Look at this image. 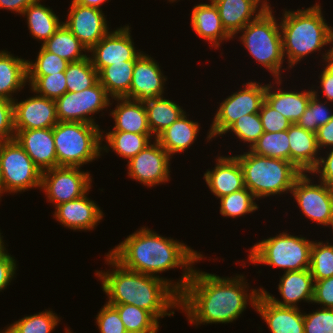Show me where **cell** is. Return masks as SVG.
Instances as JSON below:
<instances>
[{"mask_svg": "<svg viewBox=\"0 0 333 333\" xmlns=\"http://www.w3.org/2000/svg\"><path fill=\"white\" fill-rule=\"evenodd\" d=\"M247 287L243 275L226 278L193 269L180 293L179 307L187 314L190 324L196 326L233 322L246 309L248 301L255 307L261 292V289H253L248 294Z\"/></svg>", "mask_w": 333, "mask_h": 333, "instance_id": "obj_1", "label": "cell"}, {"mask_svg": "<svg viewBox=\"0 0 333 333\" xmlns=\"http://www.w3.org/2000/svg\"><path fill=\"white\" fill-rule=\"evenodd\" d=\"M109 254L126 269L152 276H158L170 269L182 267V278L175 283L180 294L189 281L193 265L203 255L173 238L163 237L148 227H141L127 236Z\"/></svg>", "mask_w": 333, "mask_h": 333, "instance_id": "obj_2", "label": "cell"}, {"mask_svg": "<svg viewBox=\"0 0 333 333\" xmlns=\"http://www.w3.org/2000/svg\"><path fill=\"white\" fill-rule=\"evenodd\" d=\"M106 256L105 260L113 270L95 272L108 296L106 303L135 305L148 311L157 321L174 315V311L169 310L180 309V294L171 280L126 269L109 253Z\"/></svg>", "mask_w": 333, "mask_h": 333, "instance_id": "obj_3", "label": "cell"}, {"mask_svg": "<svg viewBox=\"0 0 333 333\" xmlns=\"http://www.w3.org/2000/svg\"><path fill=\"white\" fill-rule=\"evenodd\" d=\"M284 11L279 25L283 55L287 56L289 68L292 69L308 54L321 51L323 46L333 45V27L326 23L319 4L297 11Z\"/></svg>", "mask_w": 333, "mask_h": 333, "instance_id": "obj_4", "label": "cell"}, {"mask_svg": "<svg viewBox=\"0 0 333 333\" xmlns=\"http://www.w3.org/2000/svg\"><path fill=\"white\" fill-rule=\"evenodd\" d=\"M234 156L242 167L245 187L258 199L291 192L302 174L289 161L259 156L250 150Z\"/></svg>", "mask_w": 333, "mask_h": 333, "instance_id": "obj_5", "label": "cell"}, {"mask_svg": "<svg viewBox=\"0 0 333 333\" xmlns=\"http://www.w3.org/2000/svg\"><path fill=\"white\" fill-rule=\"evenodd\" d=\"M102 133L98 124L59 121L53 127L57 167H81L99 158Z\"/></svg>", "mask_w": 333, "mask_h": 333, "instance_id": "obj_6", "label": "cell"}, {"mask_svg": "<svg viewBox=\"0 0 333 333\" xmlns=\"http://www.w3.org/2000/svg\"><path fill=\"white\" fill-rule=\"evenodd\" d=\"M272 8L265 9L254 21L249 22L239 36L247 51L274 76L281 85V68L284 55L280 25Z\"/></svg>", "mask_w": 333, "mask_h": 333, "instance_id": "obj_7", "label": "cell"}, {"mask_svg": "<svg viewBox=\"0 0 333 333\" xmlns=\"http://www.w3.org/2000/svg\"><path fill=\"white\" fill-rule=\"evenodd\" d=\"M313 241L285 232L257 242L249 253L250 263L279 267L285 272L309 269Z\"/></svg>", "mask_w": 333, "mask_h": 333, "instance_id": "obj_8", "label": "cell"}, {"mask_svg": "<svg viewBox=\"0 0 333 333\" xmlns=\"http://www.w3.org/2000/svg\"><path fill=\"white\" fill-rule=\"evenodd\" d=\"M41 179L42 171L15 139L0 141L1 195L41 188Z\"/></svg>", "mask_w": 333, "mask_h": 333, "instance_id": "obj_9", "label": "cell"}, {"mask_svg": "<svg viewBox=\"0 0 333 333\" xmlns=\"http://www.w3.org/2000/svg\"><path fill=\"white\" fill-rule=\"evenodd\" d=\"M245 84H243L244 89L231 94L221 102L207 134V140L225 134V131L241 116L259 113L265 100L266 85L257 81Z\"/></svg>", "mask_w": 333, "mask_h": 333, "instance_id": "obj_10", "label": "cell"}, {"mask_svg": "<svg viewBox=\"0 0 333 333\" xmlns=\"http://www.w3.org/2000/svg\"><path fill=\"white\" fill-rule=\"evenodd\" d=\"M109 97L99 80L83 91L66 92L55 100L57 119L96 124L91 115L112 105Z\"/></svg>", "mask_w": 333, "mask_h": 333, "instance_id": "obj_11", "label": "cell"}, {"mask_svg": "<svg viewBox=\"0 0 333 333\" xmlns=\"http://www.w3.org/2000/svg\"><path fill=\"white\" fill-rule=\"evenodd\" d=\"M80 167L58 166L42 172L41 189L50 203H61L78 199L91 189V174Z\"/></svg>", "mask_w": 333, "mask_h": 333, "instance_id": "obj_12", "label": "cell"}, {"mask_svg": "<svg viewBox=\"0 0 333 333\" xmlns=\"http://www.w3.org/2000/svg\"><path fill=\"white\" fill-rule=\"evenodd\" d=\"M308 174L302 173L291 190L303 215L319 225L329 226L333 220V187L321 182L313 184Z\"/></svg>", "mask_w": 333, "mask_h": 333, "instance_id": "obj_13", "label": "cell"}, {"mask_svg": "<svg viewBox=\"0 0 333 333\" xmlns=\"http://www.w3.org/2000/svg\"><path fill=\"white\" fill-rule=\"evenodd\" d=\"M172 157L155 139L136 156L127 161L128 176L145 186L153 187L170 180Z\"/></svg>", "mask_w": 333, "mask_h": 333, "instance_id": "obj_14", "label": "cell"}, {"mask_svg": "<svg viewBox=\"0 0 333 333\" xmlns=\"http://www.w3.org/2000/svg\"><path fill=\"white\" fill-rule=\"evenodd\" d=\"M128 25L109 31L88 52L91 62L98 73L114 63L133 60L141 51L136 50Z\"/></svg>", "mask_w": 333, "mask_h": 333, "instance_id": "obj_15", "label": "cell"}, {"mask_svg": "<svg viewBox=\"0 0 333 333\" xmlns=\"http://www.w3.org/2000/svg\"><path fill=\"white\" fill-rule=\"evenodd\" d=\"M70 6L63 23L89 51L109 32L107 20L102 9L82 6L73 0Z\"/></svg>", "mask_w": 333, "mask_h": 333, "instance_id": "obj_16", "label": "cell"}, {"mask_svg": "<svg viewBox=\"0 0 333 333\" xmlns=\"http://www.w3.org/2000/svg\"><path fill=\"white\" fill-rule=\"evenodd\" d=\"M165 81L167 78L163 75L159 63L143 52L134 65L130 90L125 98L144 102L161 97Z\"/></svg>", "mask_w": 333, "mask_h": 333, "instance_id": "obj_17", "label": "cell"}, {"mask_svg": "<svg viewBox=\"0 0 333 333\" xmlns=\"http://www.w3.org/2000/svg\"><path fill=\"white\" fill-rule=\"evenodd\" d=\"M13 104L15 130L53 128L59 122L55 100L37 94Z\"/></svg>", "mask_w": 333, "mask_h": 333, "instance_id": "obj_18", "label": "cell"}, {"mask_svg": "<svg viewBox=\"0 0 333 333\" xmlns=\"http://www.w3.org/2000/svg\"><path fill=\"white\" fill-rule=\"evenodd\" d=\"M14 139L42 172L57 167L53 128L15 130Z\"/></svg>", "mask_w": 333, "mask_h": 333, "instance_id": "obj_19", "label": "cell"}, {"mask_svg": "<svg viewBox=\"0 0 333 333\" xmlns=\"http://www.w3.org/2000/svg\"><path fill=\"white\" fill-rule=\"evenodd\" d=\"M86 195L61 203L55 207L53 216L64 227L71 230H93L102 220L103 212L100 207Z\"/></svg>", "mask_w": 333, "mask_h": 333, "instance_id": "obj_20", "label": "cell"}, {"mask_svg": "<svg viewBox=\"0 0 333 333\" xmlns=\"http://www.w3.org/2000/svg\"><path fill=\"white\" fill-rule=\"evenodd\" d=\"M254 309L271 333H304V314L298 307L276 305L260 292Z\"/></svg>", "mask_w": 333, "mask_h": 333, "instance_id": "obj_21", "label": "cell"}, {"mask_svg": "<svg viewBox=\"0 0 333 333\" xmlns=\"http://www.w3.org/2000/svg\"><path fill=\"white\" fill-rule=\"evenodd\" d=\"M213 170L204 173L211 193L218 198L245 188L242 167L235 156H218Z\"/></svg>", "mask_w": 333, "mask_h": 333, "instance_id": "obj_22", "label": "cell"}, {"mask_svg": "<svg viewBox=\"0 0 333 333\" xmlns=\"http://www.w3.org/2000/svg\"><path fill=\"white\" fill-rule=\"evenodd\" d=\"M278 291L283 301H279L270 295L265 289L261 292L274 304L287 307H298L300 301L312 302L314 294V279L309 269L299 271H284L280 278Z\"/></svg>", "mask_w": 333, "mask_h": 333, "instance_id": "obj_23", "label": "cell"}, {"mask_svg": "<svg viewBox=\"0 0 333 333\" xmlns=\"http://www.w3.org/2000/svg\"><path fill=\"white\" fill-rule=\"evenodd\" d=\"M290 162L302 173H310L319 161L316 134L296 123L288 129Z\"/></svg>", "mask_w": 333, "mask_h": 333, "instance_id": "obj_24", "label": "cell"}, {"mask_svg": "<svg viewBox=\"0 0 333 333\" xmlns=\"http://www.w3.org/2000/svg\"><path fill=\"white\" fill-rule=\"evenodd\" d=\"M212 1L218 8L220 19L225 30L233 38L235 34H238L249 22L254 21L266 9L258 0Z\"/></svg>", "mask_w": 333, "mask_h": 333, "instance_id": "obj_25", "label": "cell"}, {"mask_svg": "<svg viewBox=\"0 0 333 333\" xmlns=\"http://www.w3.org/2000/svg\"><path fill=\"white\" fill-rule=\"evenodd\" d=\"M210 1V4L201 3L194 6L191 25L198 37L209 41L214 48H219L222 40H231L233 37L225 30L217 6Z\"/></svg>", "mask_w": 333, "mask_h": 333, "instance_id": "obj_26", "label": "cell"}, {"mask_svg": "<svg viewBox=\"0 0 333 333\" xmlns=\"http://www.w3.org/2000/svg\"><path fill=\"white\" fill-rule=\"evenodd\" d=\"M112 99L118 101L116 108L110 113L115 122L112 131L151 134L144 102L125 97Z\"/></svg>", "mask_w": 333, "mask_h": 333, "instance_id": "obj_27", "label": "cell"}, {"mask_svg": "<svg viewBox=\"0 0 333 333\" xmlns=\"http://www.w3.org/2000/svg\"><path fill=\"white\" fill-rule=\"evenodd\" d=\"M272 85H266L265 101L275 110L280 112L292 124L298 122L302 114L308 107L313 89L309 91H284L278 88L272 90Z\"/></svg>", "mask_w": 333, "mask_h": 333, "instance_id": "obj_28", "label": "cell"}, {"mask_svg": "<svg viewBox=\"0 0 333 333\" xmlns=\"http://www.w3.org/2000/svg\"><path fill=\"white\" fill-rule=\"evenodd\" d=\"M198 122L189 120L186 112L171 126L163 130L155 139L170 156L181 153L194 143L200 131Z\"/></svg>", "mask_w": 333, "mask_h": 333, "instance_id": "obj_29", "label": "cell"}, {"mask_svg": "<svg viewBox=\"0 0 333 333\" xmlns=\"http://www.w3.org/2000/svg\"><path fill=\"white\" fill-rule=\"evenodd\" d=\"M27 60L18 58L10 52L0 51V99L13 101L15 92L27 82Z\"/></svg>", "mask_w": 333, "mask_h": 333, "instance_id": "obj_30", "label": "cell"}, {"mask_svg": "<svg viewBox=\"0 0 333 333\" xmlns=\"http://www.w3.org/2000/svg\"><path fill=\"white\" fill-rule=\"evenodd\" d=\"M142 54L140 52L133 60L104 67L98 73L99 82L111 98L125 97L129 93L133 68Z\"/></svg>", "mask_w": 333, "mask_h": 333, "instance_id": "obj_31", "label": "cell"}, {"mask_svg": "<svg viewBox=\"0 0 333 333\" xmlns=\"http://www.w3.org/2000/svg\"><path fill=\"white\" fill-rule=\"evenodd\" d=\"M27 17L28 29L34 39L47 41L61 26L58 16L52 9L42 5L40 0L30 4L22 13Z\"/></svg>", "mask_w": 333, "mask_h": 333, "instance_id": "obj_32", "label": "cell"}, {"mask_svg": "<svg viewBox=\"0 0 333 333\" xmlns=\"http://www.w3.org/2000/svg\"><path fill=\"white\" fill-rule=\"evenodd\" d=\"M148 126L156 138L163 130L171 126L185 111L179 104L164 96L144 101Z\"/></svg>", "mask_w": 333, "mask_h": 333, "instance_id": "obj_33", "label": "cell"}, {"mask_svg": "<svg viewBox=\"0 0 333 333\" xmlns=\"http://www.w3.org/2000/svg\"><path fill=\"white\" fill-rule=\"evenodd\" d=\"M41 46L46 51L56 54L68 62L81 61L89 56L86 55L88 49L71 33L64 23ZM83 51L85 54H83Z\"/></svg>", "mask_w": 333, "mask_h": 333, "instance_id": "obj_34", "label": "cell"}, {"mask_svg": "<svg viewBox=\"0 0 333 333\" xmlns=\"http://www.w3.org/2000/svg\"><path fill=\"white\" fill-rule=\"evenodd\" d=\"M152 134H137L124 131H110L105 134L107 146H102V150L109 151V147L118 156L130 160L151 143ZM109 146V147H108Z\"/></svg>", "mask_w": 333, "mask_h": 333, "instance_id": "obj_35", "label": "cell"}, {"mask_svg": "<svg viewBox=\"0 0 333 333\" xmlns=\"http://www.w3.org/2000/svg\"><path fill=\"white\" fill-rule=\"evenodd\" d=\"M119 313L127 333H157L159 322L146 310L130 304H109Z\"/></svg>", "mask_w": 333, "mask_h": 333, "instance_id": "obj_36", "label": "cell"}, {"mask_svg": "<svg viewBox=\"0 0 333 333\" xmlns=\"http://www.w3.org/2000/svg\"><path fill=\"white\" fill-rule=\"evenodd\" d=\"M249 150L259 156L290 162L288 132L287 130L271 133L264 132Z\"/></svg>", "mask_w": 333, "mask_h": 333, "instance_id": "obj_37", "label": "cell"}, {"mask_svg": "<svg viewBox=\"0 0 333 333\" xmlns=\"http://www.w3.org/2000/svg\"><path fill=\"white\" fill-rule=\"evenodd\" d=\"M67 92H79L92 87L98 80L90 55L77 62H70L65 70Z\"/></svg>", "mask_w": 333, "mask_h": 333, "instance_id": "obj_38", "label": "cell"}, {"mask_svg": "<svg viewBox=\"0 0 333 333\" xmlns=\"http://www.w3.org/2000/svg\"><path fill=\"white\" fill-rule=\"evenodd\" d=\"M219 199L220 213L226 217H240L255 212L259 208L254 201L257 198L246 187Z\"/></svg>", "mask_w": 333, "mask_h": 333, "instance_id": "obj_39", "label": "cell"}, {"mask_svg": "<svg viewBox=\"0 0 333 333\" xmlns=\"http://www.w3.org/2000/svg\"><path fill=\"white\" fill-rule=\"evenodd\" d=\"M59 321L57 314L45 310L15 321L8 326V333H51Z\"/></svg>", "mask_w": 333, "mask_h": 333, "instance_id": "obj_40", "label": "cell"}, {"mask_svg": "<svg viewBox=\"0 0 333 333\" xmlns=\"http://www.w3.org/2000/svg\"><path fill=\"white\" fill-rule=\"evenodd\" d=\"M331 244L321 241L312 243L309 270L314 282L333 276V245Z\"/></svg>", "mask_w": 333, "mask_h": 333, "instance_id": "obj_41", "label": "cell"}, {"mask_svg": "<svg viewBox=\"0 0 333 333\" xmlns=\"http://www.w3.org/2000/svg\"><path fill=\"white\" fill-rule=\"evenodd\" d=\"M318 92L313 89V94L311 95L308 107L302 114L296 124L303 129L317 133L318 128L324 126L328 121L332 119L333 113L330 112L327 105V101L321 102L318 98Z\"/></svg>", "mask_w": 333, "mask_h": 333, "instance_id": "obj_42", "label": "cell"}, {"mask_svg": "<svg viewBox=\"0 0 333 333\" xmlns=\"http://www.w3.org/2000/svg\"><path fill=\"white\" fill-rule=\"evenodd\" d=\"M31 90L40 96L56 100L67 92L65 71L47 76H27Z\"/></svg>", "mask_w": 333, "mask_h": 333, "instance_id": "obj_43", "label": "cell"}, {"mask_svg": "<svg viewBox=\"0 0 333 333\" xmlns=\"http://www.w3.org/2000/svg\"><path fill=\"white\" fill-rule=\"evenodd\" d=\"M70 62L46 51L42 46L35 62L27 60V76H47L67 69Z\"/></svg>", "mask_w": 333, "mask_h": 333, "instance_id": "obj_44", "label": "cell"}, {"mask_svg": "<svg viewBox=\"0 0 333 333\" xmlns=\"http://www.w3.org/2000/svg\"><path fill=\"white\" fill-rule=\"evenodd\" d=\"M233 132L244 143H249V148L264 133L259 113L241 116L226 131Z\"/></svg>", "mask_w": 333, "mask_h": 333, "instance_id": "obj_45", "label": "cell"}, {"mask_svg": "<svg viewBox=\"0 0 333 333\" xmlns=\"http://www.w3.org/2000/svg\"><path fill=\"white\" fill-rule=\"evenodd\" d=\"M304 333H333V309L321 307L304 313Z\"/></svg>", "mask_w": 333, "mask_h": 333, "instance_id": "obj_46", "label": "cell"}, {"mask_svg": "<svg viewBox=\"0 0 333 333\" xmlns=\"http://www.w3.org/2000/svg\"><path fill=\"white\" fill-rule=\"evenodd\" d=\"M96 316L100 333H127L118 311L112 305L106 303Z\"/></svg>", "mask_w": 333, "mask_h": 333, "instance_id": "obj_47", "label": "cell"}, {"mask_svg": "<svg viewBox=\"0 0 333 333\" xmlns=\"http://www.w3.org/2000/svg\"><path fill=\"white\" fill-rule=\"evenodd\" d=\"M259 116L264 132H282L292 125L291 121L272 108L265 100L261 105Z\"/></svg>", "mask_w": 333, "mask_h": 333, "instance_id": "obj_48", "label": "cell"}, {"mask_svg": "<svg viewBox=\"0 0 333 333\" xmlns=\"http://www.w3.org/2000/svg\"><path fill=\"white\" fill-rule=\"evenodd\" d=\"M15 137L13 101L0 99V141Z\"/></svg>", "mask_w": 333, "mask_h": 333, "instance_id": "obj_49", "label": "cell"}, {"mask_svg": "<svg viewBox=\"0 0 333 333\" xmlns=\"http://www.w3.org/2000/svg\"><path fill=\"white\" fill-rule=\"evenodd\" d=\"M312 302L323 305L322 308L333 309V276L314 282Z\"/></svg>", "mask_w": 333, "mask_h": 333, "instance_id": "obj_50", "label": "cell"}, {"mask_svg": "<svg viewBox=\"0 0 333 333\" xmlns=\"http://www.w3.org/2000/svg\"><path fill=\"white\" fill-rule=\"evenodd\" d=\"M16 261L12 255H9L5 249L0 254V291L6 289L7 285H10L11 280L16 274Z\"/></svg>", "mask_w": 333, "mask_h": 333, "instance_id": "obj_51", "label": "cell"}, {"mask_svg": "<svg viewBox=\"0 0 333 333\" xmlns=\"http://www.w3.org/2000/svg\"><path fill=\"white\" fill-rule=\"evenodd\" d=\"M310 173L318 174L321 182L333 187V147L327 152L326 158L319 157L316 167Z\"/></svg>", "mask_w": 333, "mask_h": 333, "instance_id": "obj_52", "label": "cell"}, {"mask_svg": "<svg viewBox=\"0 0 333 333\" xmlns=\"http://www.w3.org/2000/svg\"><path fill=\"white\" fill-rule=\"evenodd\" d=\"M316 138L319 150H322L323 147L327 148V146L333 147V116L324 126L318 128Z\"/></svg>", "mask_w": 333, "mask_h": 333, "instance_id": "obj_53", "label": "cell"}, {"mask_svg": "<svg viewBox=\"0 0 333 333\" xmlns=\"http://www.w3.org/2000/svg\"><path fill=\"white\" fill-rule=\"evenodd\" d=\"M320 86L321 92L324 93V96L327 102H333V75L324 68L323 71L320 73ZM333 104V103H332Z\"/></svg>", "mask_w": 333, "mask_h": 333, "instance_id": "obj_54", "label": "cell"}, {"mask_svg": "<svg viewBox=\"0 0 333 333\" xmlns=\"http://www.w3.org/2000/svg\"><path fill=\"white\" fill-rule=\"evenodd\" d=\"M37 0H0V9H6L22 15L24 10Z\"/></svg>", "mask_w": 333, "mask_h": 333, "instance_id": "obj_55", "label": "cell"}, {"mask_svg": "<svg viewBox=\"0 0 333 333\" xmlns=\"http://www.w3.org/2000/svg\"><path fill=\"white\" fill-rule=\"evenodd\" d=\"M323 61H325V68L333 75V47H331L325 54H322Z\"/></svg>", "mask_w": 333, "mask_h": 333, "instance_id": "obj_56", "label": "cell"}, {"mask_svg": "<svg viewBox=\"0 0 333 333\" xmlns=\"http://www.w3.org/2000/svg\"><path fill=\"white\" fill-rule=\"evenodd\" d=\"M73 1L82 6L100 9L101 4L106 2L107 0H73Z\"/></svg>", "mask_w": 333, "mask_h": 333, "instance_id": "obj_57", "label": "cell"}, {"mask_svg": "<svg viewBox=\"0 0 333 333\" xmlns=\"http://www.w3.org/2000/svg\"><path fill=\"white\" fill-rule=\"evenodd\" d=\"M2 237L3 236H1V233H0V254L6 249L5 247H4V240L2 239Z\"/></svg>", "mask_w": 333, "mask_h": 333, "instance_id": "obj_58", "label": "cell"}, {"mask_svg": "<svg viewBox=\"0 0 333 333\" xmlns=\"http://www.w3.org/2000/svg\"><path fill=\"white\" fill-rule=\"evenodd\" d=\"M259 2H261L262 6H264L266 9L270 8V5L267 3V0H258Z\"/></svg>", "mask_w": 333, "mask_h": 333, "instance_id": "obj_59", "label": "cell"}, {"mask_svg": "<svg viewBox=\"0 0 333 333\" xmlns=\"http://www.w3.org/2000/svg\"><path fill=\"white\" fill-rule=\"evenodd\" d=\"M0 333H8V326L6 329H4L3 331H0Z\"/></svg>", "mask_w": 333, "mask_h": 333, "instance_id": "obj_60", "label": "cell"}, {"mask_svg": "<svg viewBox=\"0 0 333 333\" xmlns=\"http://www.w3.org/2000/svg\"><path fill=\"white\" fill-rule=\"evenodd\" d=\"M66 331H65V333H72V331H70V329H65Z\"/></svg>", "mask_w": 333, "mask_h": 333, "instance_id": "obj_61", "label": "cell"}, {"mask_svg": "<svg viewBox=\"0 0 333 333\" xmlns=\"http://www.w3.org/2000/svg\"><path fill=\"white\" fill-rule=\"evenodd\" d=\"M329 226H331V228L333 229V220H332V222L330 223ZM332 231H333V230H332Z\"/></svg>", "mask_w": 333, "mask_h": 333, "instance_id": "obj_62", "label": "cell"}]
</instances>
